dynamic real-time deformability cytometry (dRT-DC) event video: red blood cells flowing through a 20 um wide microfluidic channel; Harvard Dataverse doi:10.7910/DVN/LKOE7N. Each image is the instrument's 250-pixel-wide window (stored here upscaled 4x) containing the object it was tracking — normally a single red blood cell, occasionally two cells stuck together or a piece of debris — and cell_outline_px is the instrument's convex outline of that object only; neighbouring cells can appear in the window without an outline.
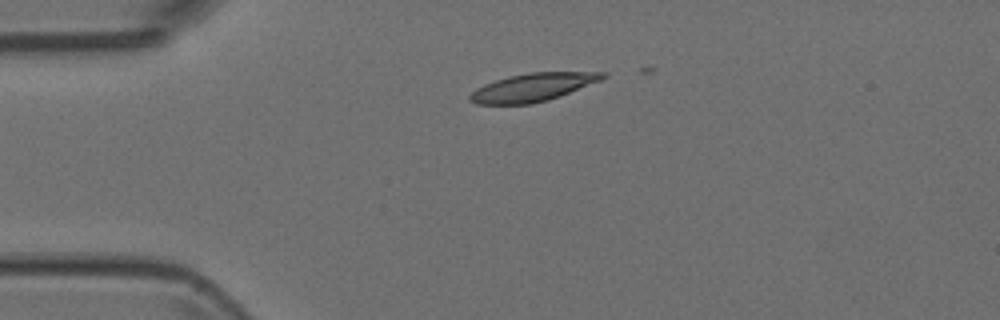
{"species": "Egyptian fruit bat (a non-hibernating species)", "species_latin": "Rousettus aegyptiacus", "temperature_condition": "room temperature", "stored_images_in_passage": 3, "camera_frame_rate_fps": 3000, "um_per_image_px": 0.085, "animal": {"sex": "female"}, "frame": {"image": 1, "passage_image": 3, "time_ms": 0.667, "image_size_px": [1000, 320], "cell_outline_px": [[608, 76], [600, 80], [560, 96], [548, 100], [528, 104], [476, 104], [468, 100], [468, 96], [476, 88], [484, 84], [508, 76], [528, 72], [608, 72]], "centroid_in_image_um": [45.26, 7.42], "position_along_channel_um": 39.7, "area_um2": 21.68}}